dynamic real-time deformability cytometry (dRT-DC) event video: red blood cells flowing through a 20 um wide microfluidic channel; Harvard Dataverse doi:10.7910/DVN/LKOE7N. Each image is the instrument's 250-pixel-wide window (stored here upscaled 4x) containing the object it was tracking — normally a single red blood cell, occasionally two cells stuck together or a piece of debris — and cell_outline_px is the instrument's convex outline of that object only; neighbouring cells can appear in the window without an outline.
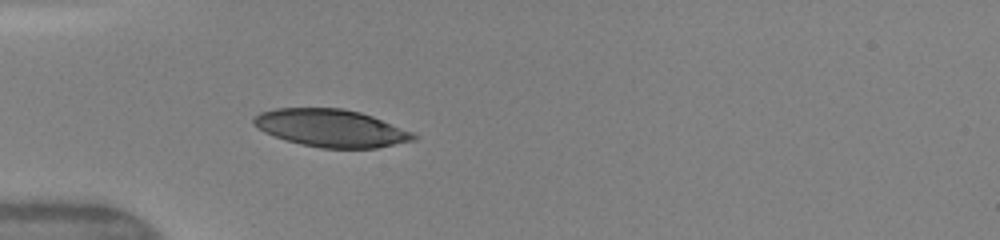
{"species": "human", "species_latin": "Homo sapiens", "temperature_condition": "warm", "stored_images_in_passage": 34, "camera_frame_rate_fps": 3000, "um_per_image_px": 0.085, "donor": {"sex": "female"}, "frame": {"image": 1, "passage_image": 1, "time_ms": 0.0, "image_size_px": [1000, 240], "cell_outline_px": [[420, 136], [416, 140], [376, 148], [320, 148], [300, 144], [284, 140], [264, 132], [252, 124], [252, 120], [260, 112], [276, 108], [344, 108], [360, 112], [372, 116], [412, 132]], "centroid_in_image_um": [28.13, 10.89], "position_along_channel_um": 56.9, "area_um2": 35.08}}
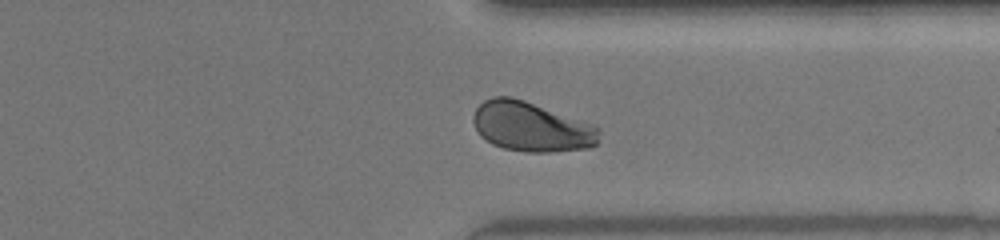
{"frame": {"image": 2, "passage_image": 24, "time_ms": 7.667, "image_size_px": [1000, 240], "cell_outline_px": [[600, 132], [596, 144], [588, 148], [552, 152], [528, 152], [504, 148], [492, 144], [480, 136], [472, 120], [472, 116], [476, 108], [484, 100], [492, 96], [512, 96], [596, 124], [600, 128]], "centroid_in_image_um": [45.18, 10.76], "position_along_channel_um": 366.2, "area_um2": 36.82}}
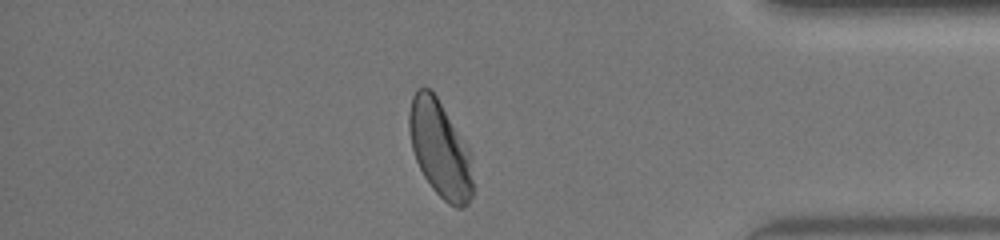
{"frame": {"image": 3, "passage_image": 28, "time_ms": 9.0, "image_size_px": [1000, 240], "cell_outline_px": [[472, 196], [468, 204], [460, 208], [456, 208], [448, 204], [432, 188], [424, 176], [416, 160], [412, 148], [408, 128], [408, 116], [412, 96], [416, 88], [428, 88], [436, 96], [464, 140], [468, 148], [472, 180]], "centroid_in_image_um": [37.37, 12.67], "position_along_channel_um": 397.8, "area_um2": 35.49}, "authors_computed_cell_mechanics": {"area_um2": 36.0094, "velocity_mm_per_s": 4.1436, "shape_relaxation_time_tau1_ms": 2.906, "shape_relaxation_time_tau2_ms": null, "deformation_change_tau1": 0.1378, "deformation_change_tau2": null}}